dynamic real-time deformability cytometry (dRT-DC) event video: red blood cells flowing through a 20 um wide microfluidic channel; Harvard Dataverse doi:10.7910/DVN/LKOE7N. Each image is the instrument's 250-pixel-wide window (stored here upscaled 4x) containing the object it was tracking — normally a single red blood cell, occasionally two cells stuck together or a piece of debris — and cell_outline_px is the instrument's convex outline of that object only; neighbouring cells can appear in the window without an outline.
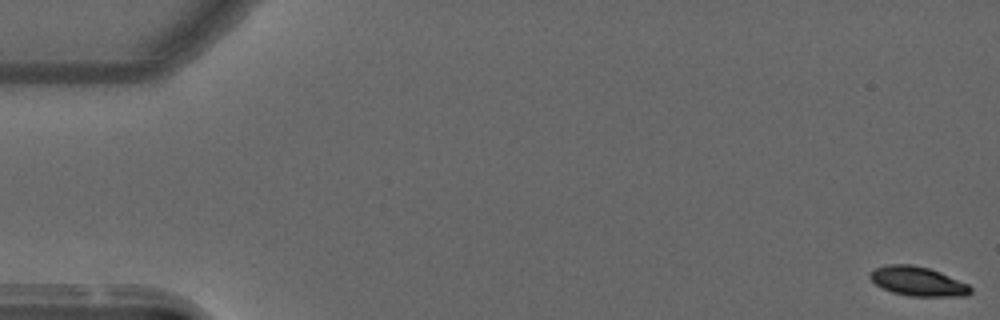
{"species": "common noctule bat (a hibernating species)", "species_latin": "Nyctalus noctula", "temperature_condition": "warm", "stored_images_in_passage": 56, "camera_frame_rate_fps": 3000, "um_per_image_px": 0.085, "animal": {"sex": "male", "forearm_length_mm": 52.5}, "frame": {"image": 1, "passage_image": 1, "time_ms": 0.0, "image_size_px": [1000, 320], "cell_outline_px": [[972, 292], [968, 296], [908, 296], [892, 292], [876, 284], [868, 276], [876, 268], [888, 264], [912, 264], [928, 268], [940, 272], [968, 284], [972, 288]], "centroid_in_image_um": [78.05, 23.92], "position_along_channel_um": 7.0, "area_um2": 17.05}}
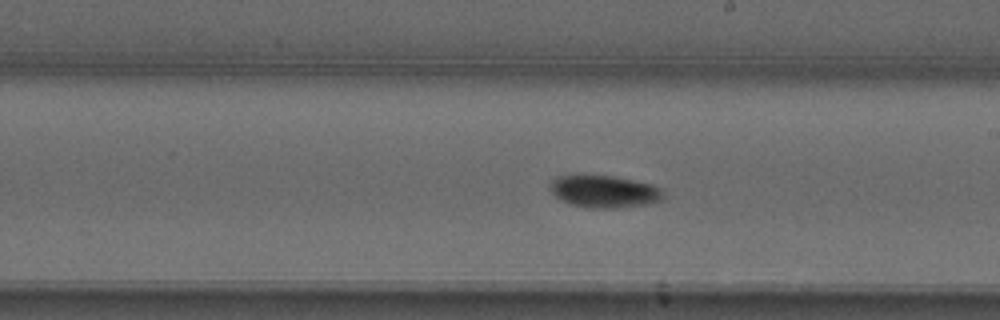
{"frame": {"image": 2, "passage_image": 32, "time_ms": 10.333, "image_size_px": [1000, 320], "cell_outline_px": [[664, 200], [648, 204], [616, 208], [584, 208], [560, 200], [552, 192], [552, 180], [560, 176], [612, 176], [652, 184], [660, 188], [664, 192]], "centroid_in_image_um": [51.43, 16.3], "position_along_channel_um": 237.6, "area_um2": 21.1}}
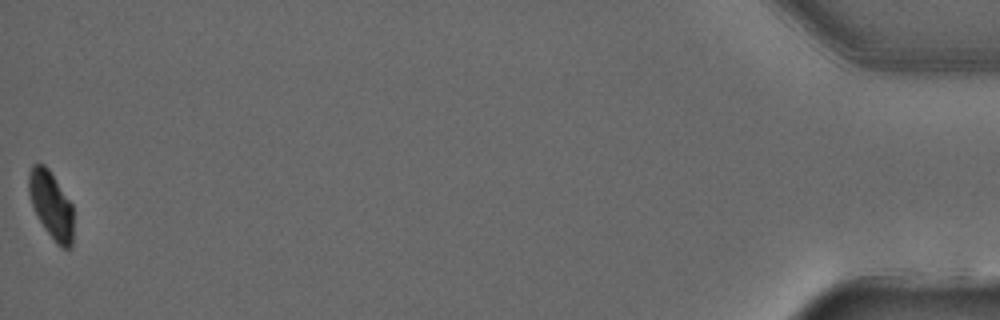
{"frame": {"image": 3, "passage_image": 56, "time_ms": 18.333, "image_size_px": [1000, 320], "cell_outline_px": [[72, 248], [60, 248], [56, 244], [44, 228], [32, 204], [28, 192], [28, 172], [32, 164], [44, 164], [48, 168], [72, 204]], "centroid_in_image_um": [4.33, 17.42], "position_along_channel_um": 430.9, "area_um2": 17.4}, "authors_computed_cell_mechanics": {"area_um2": 19.1029, "velocity_mm_per_s": 3.6863, "shape_relaxation_time_tau1_ms": 8.2984, "shape_relaxation_time_tau2_ms": 9.565, "deformation_change_tau1": 0.1909, "deformation_change_tau2": 0.0647}}